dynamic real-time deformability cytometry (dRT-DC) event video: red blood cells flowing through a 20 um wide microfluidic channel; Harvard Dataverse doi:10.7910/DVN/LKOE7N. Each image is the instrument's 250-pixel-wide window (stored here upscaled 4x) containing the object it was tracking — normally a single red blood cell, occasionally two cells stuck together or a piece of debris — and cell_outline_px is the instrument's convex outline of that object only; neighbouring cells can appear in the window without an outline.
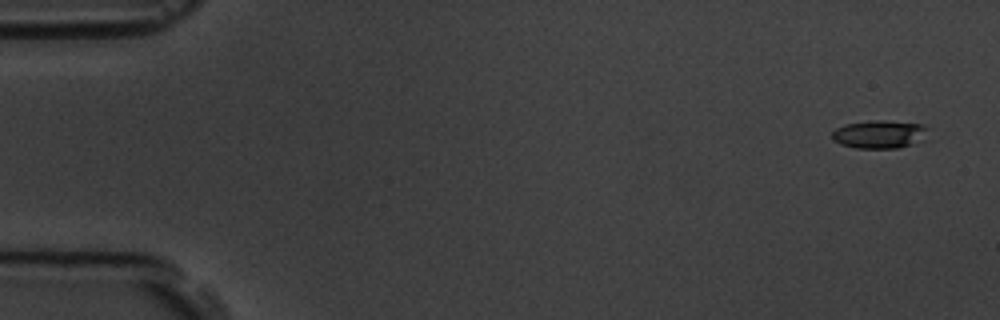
{"species": "common noctule bat (a hibernating species)", "species_latin": "Nyctalus noctula", "temperature_condition": "room temperature", "stored_images_in_passage": 4, "camera_frame_rate_fps": 3000, "um_per_image_px": 0.085, "animal": {"sex": "male", "body_mass_g": 19.5, "forearm_length_mm": 54.6}, "frame": {"image": 1, "passage_image": 1, "time_ms": 0.0, "image_size_px": [1000, 320], "cell_outline_px": [[928, 128], [912, 144], [900, 148], [856, 148], [840, 144], [832, 136], [832, 132], [836, 128], [844, 124], [872, 120], [884, 120], [924, 124]], "centroid_in_image_um": [74.68, 11.4], "position_along_channel_um": 10.3, "area_um2": 15.37}}
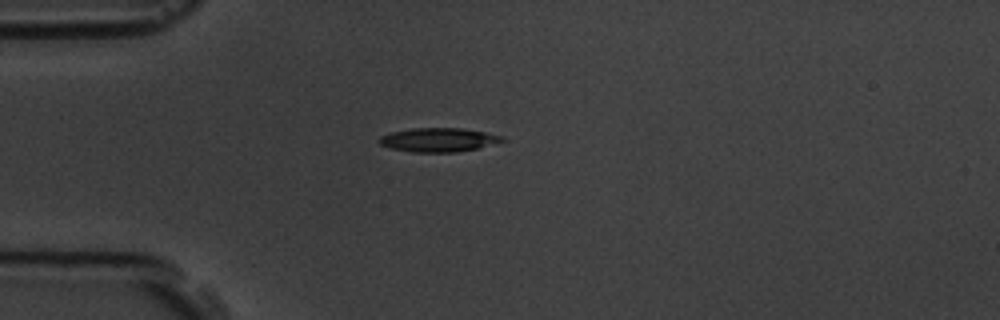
{"frame": {"image": 2, "passage_image": 4, "time_ms": 4.333, "image_size_px": [1000, 320], "cell_outline_px": [[508, 140], [476, 148], [456, 152], [412, 152], [392, 148], [380, 144], [376, 140], [380, 136], [392, 132], [412, 128], [460, 128], [484, 132], [504, 136]], "centroid_in_image_um": [37.27, 11.88], "position_along_channel_um": 47.7, "area_um2": 17.05}}